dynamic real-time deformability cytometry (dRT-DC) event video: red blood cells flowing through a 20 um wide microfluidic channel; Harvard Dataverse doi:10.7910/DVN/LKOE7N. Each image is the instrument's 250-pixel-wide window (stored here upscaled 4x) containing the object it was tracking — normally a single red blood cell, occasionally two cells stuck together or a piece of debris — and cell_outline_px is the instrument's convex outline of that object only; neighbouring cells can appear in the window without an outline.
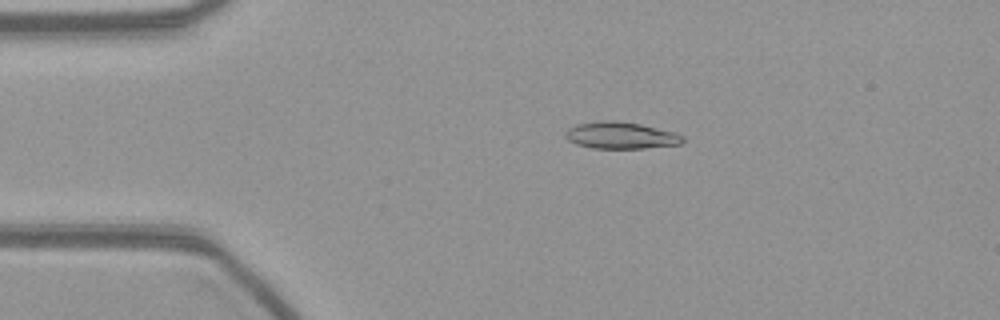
{"species": "common noctule bat (a hibernating species)", "species_latin": "Nyctalus noctula", "temperature_condition": "warm", "stored_images_in_passage": 55, "camera_frame_rate_fps": 3000, "um_per_image_px": 0.085, "animal": {"sex": "female", "body_mass_g": 21.9}, "frame": {"image": 1, "passage_image": 11, "time_ms": 3.333, "image_size_px": [1000, 320], "cell_outline_px": [[684, 140], [680, 144], [644, 148], [592, 148], [576, 144], [568, 140], [564, 136], [564, 132], [568, 128], [576, 124], [600, 120], [616, 120], [640, 124], [676, 132], [684, 136]], "centroid_in_image_um": [52.74, 11.5], "position_along_channel_um": 32.3, "area_um2": 18.5}}
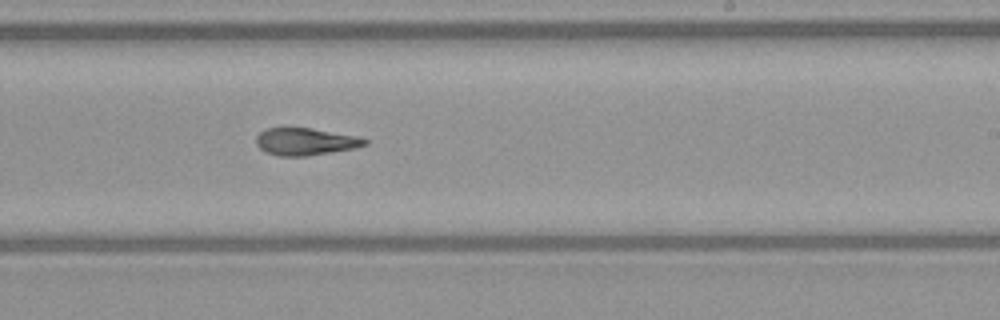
{"frame": {"image": 2, "passage_image": 33, "time_ms": 10.667, "image_size_px": [1000, 320], "cell_outline_px": [[368, 144], [356, 148], [308, 156], [280, 156], [264, 152], [256, 144], [256, 136], [260, 132], [268, 128], [312, 128], [356, 136], [368, 140]], "centroid_in_image_um": [25.96, 12.04], "position_along_channel_um": 263.0, "area_um2": 17.28}}
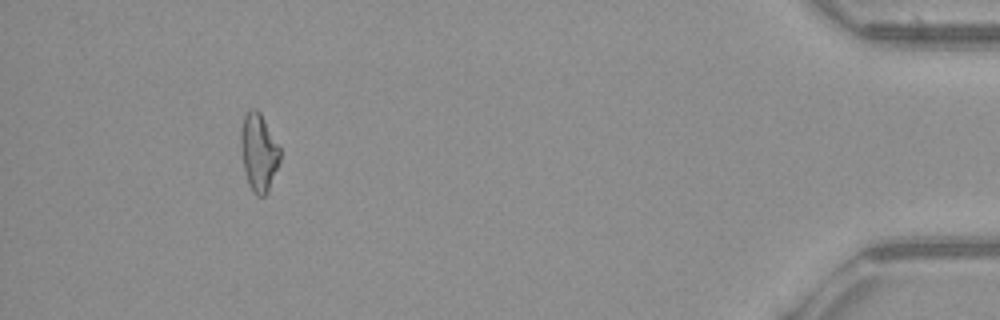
{"frame": {"image": 3, "passage_image": 51, "time_ms": 16.667, "image_size_px": [1000, 320], "cell_outline_px": [[280, 160], [268, 192], [264, 196], [256, 196], [252, 192], [248, 184], [244, 172], [240, 148], [240, 132], [244, 116], [248, 108], [256, 108], [260, 112], [280, 148]], "centroid_in_image_um": [21.97, 12.95], "position_along_channel_um": 413.2, "area_um2": 17.98}}